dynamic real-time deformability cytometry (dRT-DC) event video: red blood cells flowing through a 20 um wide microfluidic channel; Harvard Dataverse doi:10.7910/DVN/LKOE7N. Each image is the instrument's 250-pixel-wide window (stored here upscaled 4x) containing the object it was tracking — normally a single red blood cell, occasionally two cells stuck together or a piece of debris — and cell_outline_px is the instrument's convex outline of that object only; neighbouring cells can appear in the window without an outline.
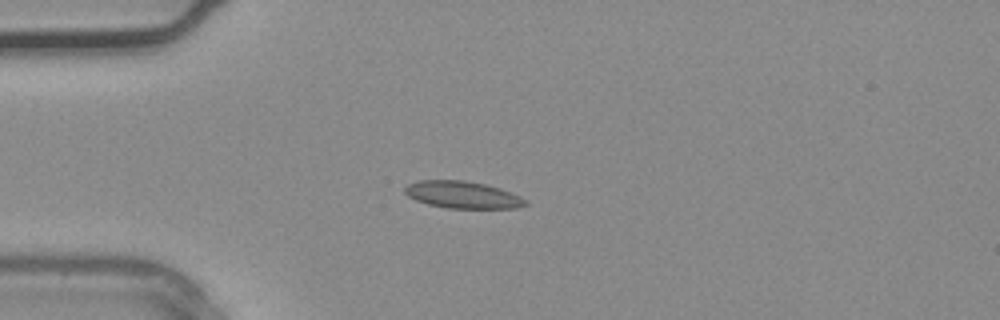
{"species": "common noctule bat (a hibernating species)", "species_latin": "Nyctalus noctula", "temperature_condition": "warm", "stored_images_in_passage": 32, "camera_frame_rate_fps": 3000, "um_per_image_px": 0.085, "animal": {"sex": "male", "body_mass_g": 20.4}, "frame": {"image": 1, "passage_image": 5, "time_ms": 1.333, "image_size_px": [1000, 320], "cell_outline_px": [[528, 204], [516, 208], [448, 208], [428, 204], [416, 200], [408, 196], [404, 192], [404, 188], [408, 184], [420, 180], [464, 180], [484, 184], [500, 188], [520, 196], [528, 200]], "centroid_in_image_um": [39.33, 16.55], "position_along_channel_um": 45.7, "area_um2": 19.02}}